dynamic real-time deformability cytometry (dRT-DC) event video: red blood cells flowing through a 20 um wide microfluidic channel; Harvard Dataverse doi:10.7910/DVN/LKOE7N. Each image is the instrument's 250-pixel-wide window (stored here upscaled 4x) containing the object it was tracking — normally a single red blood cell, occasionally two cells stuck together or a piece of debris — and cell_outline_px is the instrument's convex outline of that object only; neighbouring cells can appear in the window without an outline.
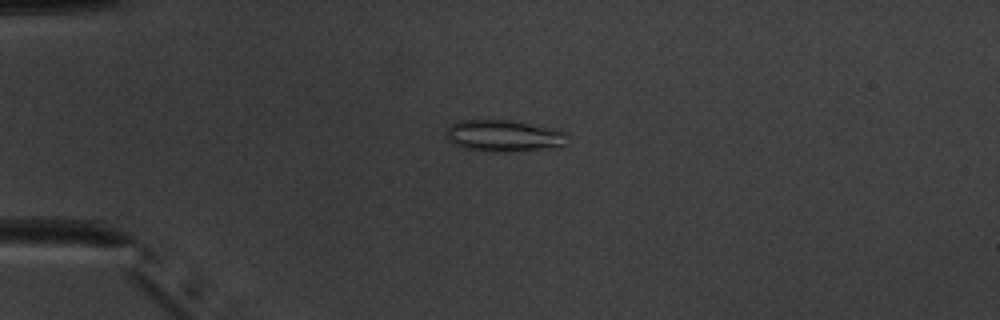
{"species": "common noctule bat (a hibernating species)", "species_latin": "Nyctalus noctula", "temperature_condition": "warm", "stored_images_in_passage": 50, "camera_frame_rate_fps": 3000, "um_per_image_px": 0.085, "animal": {"sex": "male", "body_mass_g": 20.1, "forearm_length_mm": 53.5}, "frame": {"image": 1, "passage_image": 12, "time_ms": 3.667, "image_size_px": [1000, 320], "cell_outline_px": [[568, 144], [560, 148], [504, 152], [492, 152], [464, 148], [448, 140], [448, 124], [460, 120], [508, 120], [556, 128], [564, 132], [568, 136]], "centroid_in_image_um": [42.91, 11.55], "position_along_channel_um": 42.1, "area_um2": 22.72}}
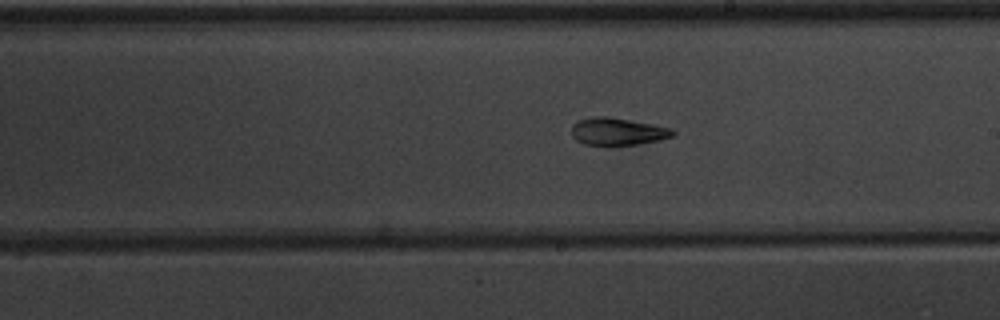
{"frame": {"image": 2, "passage_image": 29, "time_ms": 9.333, "image_size_px": [1000, 320], "cell_outline_px": [[676, 136], [660, 140], [640, 144], [608, 148], [584, 144], [576, 140], [572, 136], [572, 124], [576, 120], [592, 116], [608, 116], [652, 124], [672, 128], [676, 132]], "centroid_in_image_um": [52.49, 11.21], "position_along_channel_um": 236.5, "area_um2": 17.05}}
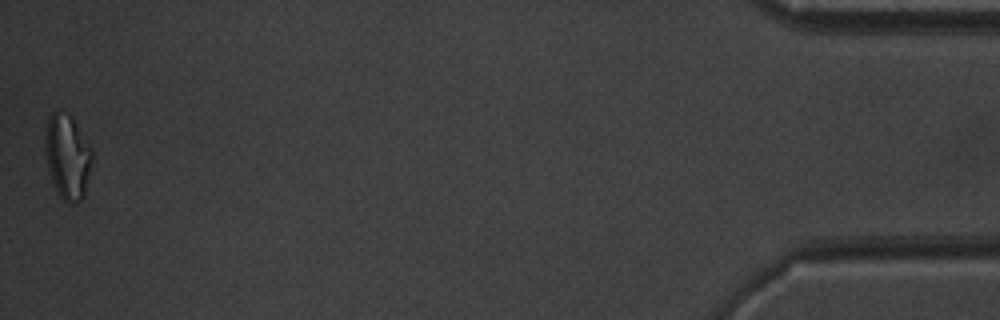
{"frame": {"image": 3, "passage_image": 50, "time_ms": 16.333, "image_size_px": [1000, 320], "cell_outline_px": [[92, 156], [84, 196], [76, 204], [68, 204], [60, 196], [52, 180], [48, 168], [44, 140], [44, 136], [48, 116], [52, 112], [56, 112], [72, 116], [92, 148]], "centroid_in_image_um": [5.73, 13.31], "position_along_channel_um": 429.5, "area_um2": 23.0}, "authors_computed_cell_mechanics": {"area_um2": 18.8139, "velocity_mm_per_s": 3.9837, "shape_relaxation_time_tau1_ms": null, "shape_relaxation_time_tau2_ms": 3.5666, "deformation_change_tau1": null, "deformation_change_tau2": 0.1208}}